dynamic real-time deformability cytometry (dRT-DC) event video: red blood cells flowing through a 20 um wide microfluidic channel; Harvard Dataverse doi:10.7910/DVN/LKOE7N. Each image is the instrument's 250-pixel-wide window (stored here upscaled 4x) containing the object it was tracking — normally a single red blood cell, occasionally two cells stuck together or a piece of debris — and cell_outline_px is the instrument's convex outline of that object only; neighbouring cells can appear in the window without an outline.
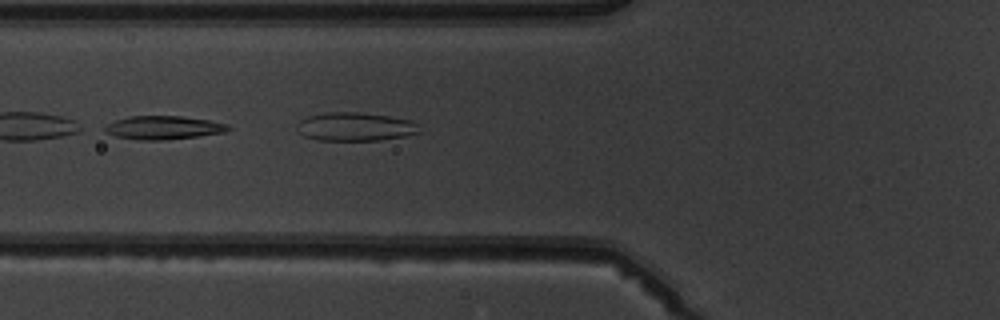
{"species": "common noctule bat (a hibernating species)", "species_latin": "Nyctalus noctula", "temperature_condition": "warm", "stored_images_in_passage": 10, "camera_frame_rate_fps": 3000, "um_per_image_px": 0.085, "animal": {"sex": "male", "body_mass_g": 19.5, "forearm_length_mm": 54.6}, "frame": {"image": 1, "passage_image": 5, "time_ms": 5.667, "image_size_px": [1000, 320], "cell_outline_px": [[232, 128], [224, 132], [196, 136], [164, 140], [140, 140], [116, 136], [108, 132], [104, 128], [104, 124], [128, 116], [180, 116], [208, 120], [228, 124]], "centroid_in_image_um": [13.88, 10.84], "position_along_channel_um": 111.9, "area_um2": 16.7}}
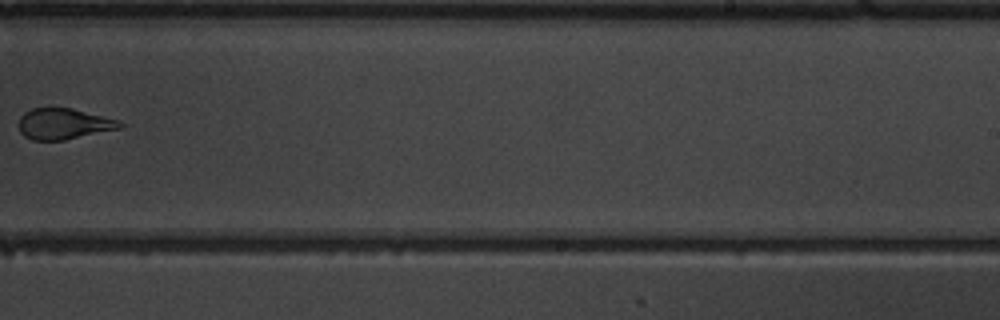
{"frame": {"image": 2, "passage_image": 9, "time_ms": 10.333, "image_size_px": [1000, 320], "cell_outline_px": [[124, 124], [120, 128], [64, 140], [32, 140], [24, 136], [20, 132], [20, 116], [24, 112], [32, 108], [72, 108], [120, 120]], "centroid_in_image_um": [5.42, 10.52], "position_along_channel_um": 283.6, "area_um2": 18.15}}
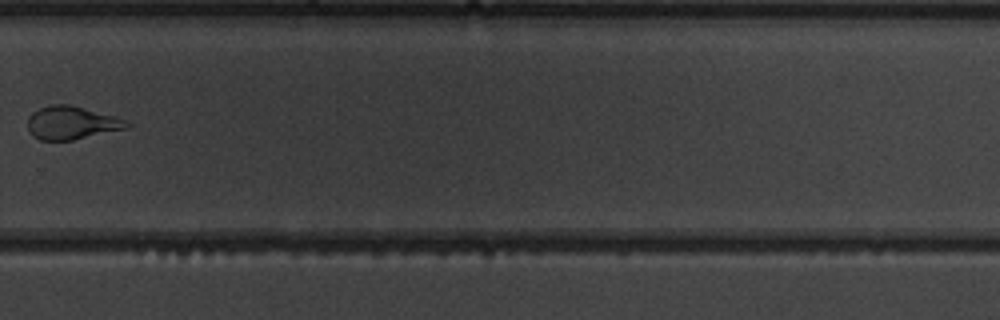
{"frame": {"image": 3, "passage_image": 10, "time_ms": 11.333, "image_size_px": [1000, 320], "cell_outline_px": [[132, 124], [128, 128], [72, 140], [40, 140], [32, 136], [28, 128], [28, 116], [32, 112], [40, 108], [52, 104], [68, 104], [84, 108], [112, 116], [124, 120]], "centroid_in_image_um": [6.05, 10.45], "position_along_channel_um": 323.8, "area_um2": 18.96}}